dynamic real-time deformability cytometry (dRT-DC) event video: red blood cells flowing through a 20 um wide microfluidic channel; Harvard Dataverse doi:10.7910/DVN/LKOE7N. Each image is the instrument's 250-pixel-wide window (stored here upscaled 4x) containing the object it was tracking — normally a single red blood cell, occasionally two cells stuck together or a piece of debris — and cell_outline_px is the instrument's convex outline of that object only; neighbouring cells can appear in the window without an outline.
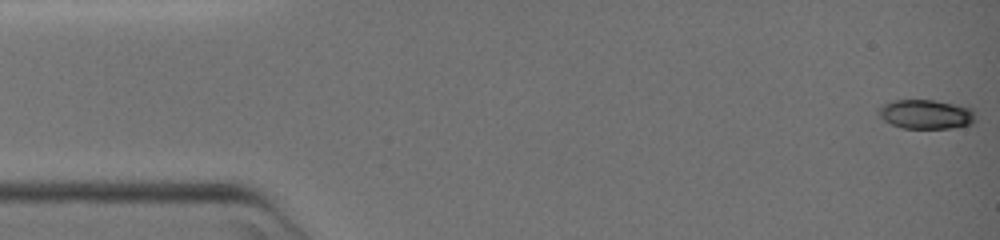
{"species": "common noctule bat (a hibernating species)", "species_latin": "Nyctalus noctula", "temperature_condition": "warm", "stored_images_in_passage": 68, "camera_frame_rate_fps": 3000, "um_per_image_px": 0.085, "animal": {"sex": "female", "body_mass_g": 19.0, "forearm_length_mm": 51.5}, "frame": {"image": 1, "passage_image": 1, "time_ms": 0.0, "image_size_px": [1000, 240], "cell_outline_px": [[976, 120], [972, 124], [952, 128], [900, 128], [884, 120], [876, 112], [876, 108], [880, 104], [892, 100], [932, 100], [972, 108], [976, 116]], "centroid_in_image_um": [78.66, 9.71], "position_along_channel_um": 6.3, "area_um2": 16.76}}
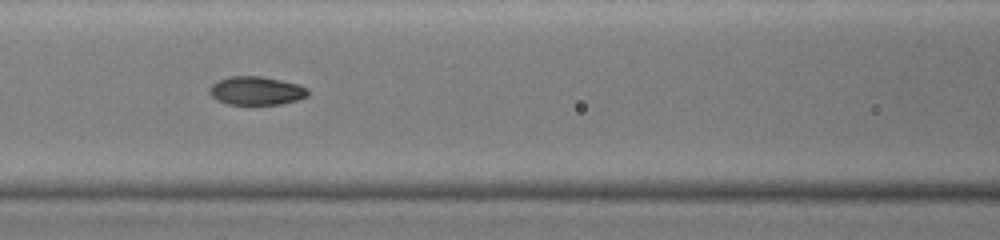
{"frame": {"image": 2, "passage_image": 29, "time_ms": 9.333, "image_size_px": [1000, 240], "cell_outline_px": [[308, 96], [296, 100], [280, 104], [228, 104], [216, 100], [208, 92], [208, 88], [212, 84], [228, 76], [260, 76], [280, 80], [296, 84], [308, 88]], "centroid_in_image_um": [21.75, 7.71], "position_along_channel_um": 144.8, "area_um2": 16.24}}
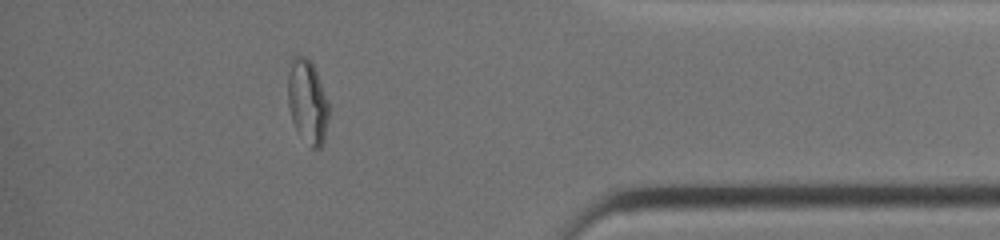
{"frame": {"image": 3, "passage_image": 59, "time_ms": 19.333, "image_size_px": [1000, 240], "cell_outline_px": [[328, 120], [324, 140], [320, 148], [312, 148], [296, 132], [292, 120], [288, 104], [288, 76], [292, 56], [304, 56], [312, 64], [316, 72], [328, 100]], "centroid_in_image_um": [26.12, 8.67], "position_along_channel_um": 409.1, "area_um2": 19.88}}